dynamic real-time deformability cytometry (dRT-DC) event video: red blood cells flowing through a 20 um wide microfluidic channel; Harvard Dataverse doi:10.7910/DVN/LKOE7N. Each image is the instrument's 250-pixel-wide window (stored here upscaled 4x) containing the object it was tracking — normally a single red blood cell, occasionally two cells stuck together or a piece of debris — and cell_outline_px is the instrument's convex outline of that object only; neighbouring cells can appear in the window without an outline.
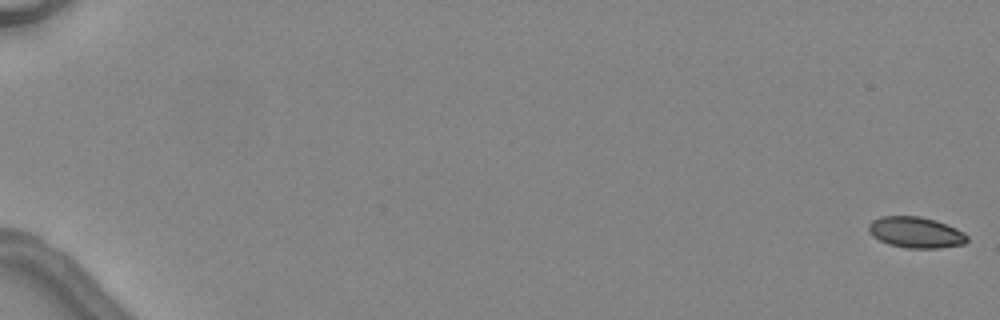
{"species": "common noctule bat (a hibernating species)", "species_latin": "Nyctalus noctula", "temperature_condition": "warm", "stored_images_in_passage": 7, "camera_frame_rate_fps": 3000, "um_per_image_px": 0.085, "animal": {"sex": "female", "body_mass_g": 24.6, "forearm_length_mm": 56.2}, "frame": {"image": 1, "passage_image": 1, "time_ms": 0.0, "image_size_px": [1000, 320], "cell_outline_px": [[968, 240], [964, 244], [940, 248], [904, 248], [888, 244], [872, 236], [868, 232], [868, 224], [872, 220], [880, 216], [920, 216], [936, 220], [956, 228], [964, 232], [968, 236]], "centroid_in_image_um": [77.83, 19.75], "position_along_channel_um": 7.2, "area_um2": 18.03}}
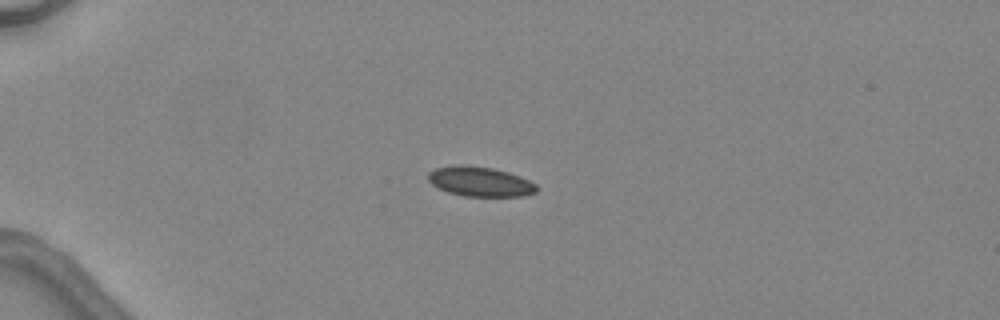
{"frame": {"image": 2, "passage_image": 5, "time_ms": 4.667, "image_size_px": [1000, 320], "cell_outline_px": [[540, 188], [536, 192], [524, 196], [464, 196], [448, 192], [432, 184], [428, 180], [428, 172], [436, 168], [460, 164], [464, 164], [492, 168], [508, 172], [520, 176], [536, 184]], "centroid_in_image_um": [40.83, 15.43], "position_along_channel_um": 44.2, "area_um2": 18.84}}